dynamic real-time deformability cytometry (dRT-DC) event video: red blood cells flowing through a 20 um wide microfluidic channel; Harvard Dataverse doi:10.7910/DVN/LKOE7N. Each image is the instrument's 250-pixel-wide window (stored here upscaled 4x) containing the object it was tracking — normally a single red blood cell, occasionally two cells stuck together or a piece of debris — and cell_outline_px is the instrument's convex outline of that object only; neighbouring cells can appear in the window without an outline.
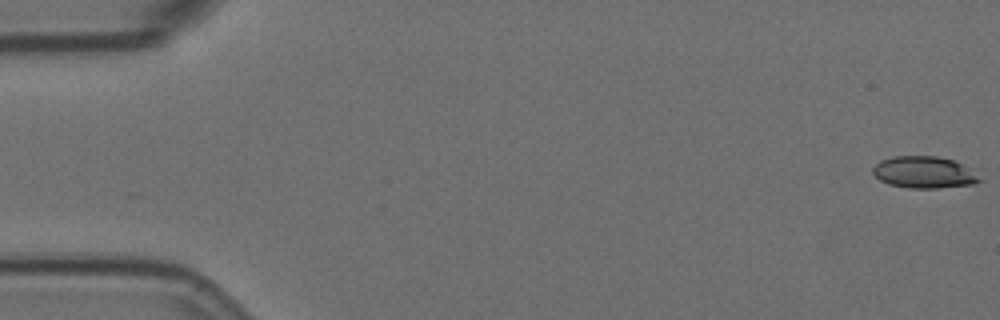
{"species": "Egyptian fruit bat (a non-hibernating species)", "species_latin": "Rousettus aegyptiacus", "temperature_condition": "room temperature", "stored_images_in_passage": 58, "camera_frame_rate_fps": 3000, "um_per_image_px": 0.085, "animal": {"sex": "female"}, "frame": {"image": 1, "passage_image": 1, "time_ms": 0.0, "image_size_px": [1000, 320], "cell_outline_px": [[984, 180], [972, 184], [936, 188], [908, 188], [888, 184], [880, 180], [872, 172], [872, 168], [880, 160], [892, 156], [936, 156], [952, 160], [960, 164]], "centroid_in_image_um": [78.48, 14.65], "position_along_channel_um": 6.5, "area_um2": 19.54}}
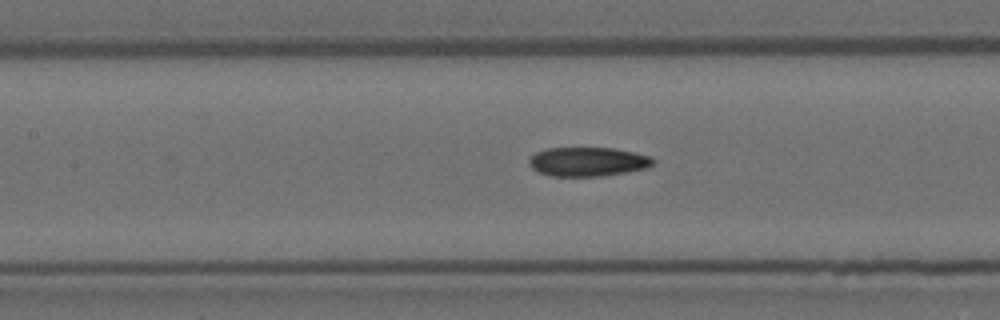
{"frame": {"image": 2, "passage_image": 26, "time_ms": 8.333, "image_size_px": [1000, 320], "cell_outline_px": [[656, 160], [648, 168], [628, 172], [604, 176], [552, 176], [540, 172], [532, 168], [528, 164], [528, 160], [536, 152], [548, 148], [612, 148], [652, 156]], "centroid_in_image_um": [49.99, 13.75], "position_along_channel_um": 157.4, "area_um2": 21.1}}
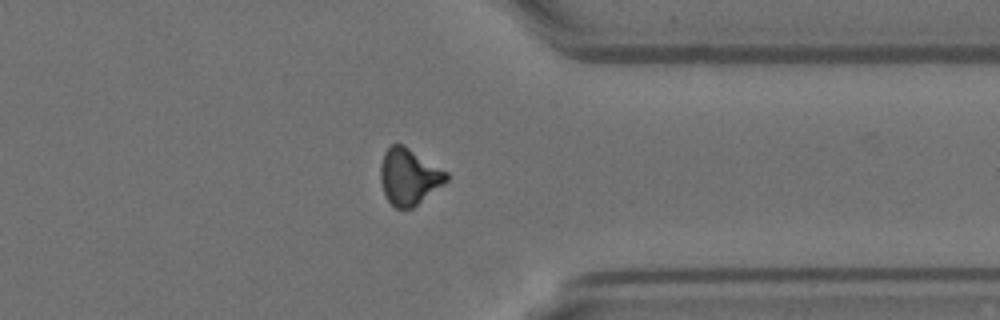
{"frame": {"image": 3, "passage_image": 45, "time_ms": 14.667, "image_size_px": [1000, 320], "cell_outline_px": [[448, 180], [444, 184], [412, 208], [396, 208], [388, 200], [384, 192], [380, 180], [380, 164], [384, 152], [392, 144], [404, 144], [448, 172]], "centroid_in_image_um": [34.76, 14.99], "position_along_channel_um": 376.6, "area_um2": 21.62}, "authors_computed_cell_mechanics": {"area_um2": 21.0392, "velocity_mm_per_s": 3.5643, "shape_relaxation_time_tau1_ms": null, "shape_relaxation_time_tau2_ms": 6.0664, "deformation_change_tau1": null, "deformation_change_tau2": 0.1337}}